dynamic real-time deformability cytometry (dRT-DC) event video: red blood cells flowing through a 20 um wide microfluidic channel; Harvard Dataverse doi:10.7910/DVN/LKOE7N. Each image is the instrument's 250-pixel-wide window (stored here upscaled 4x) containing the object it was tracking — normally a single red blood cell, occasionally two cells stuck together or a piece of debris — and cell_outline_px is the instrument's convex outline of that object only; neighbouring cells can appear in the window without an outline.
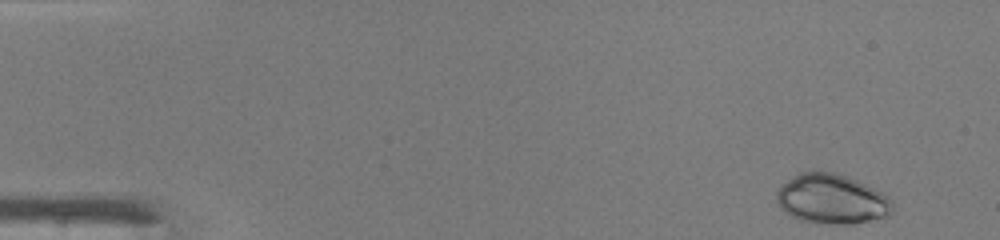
{"species": "common noctule bat (a hibernating species)", "species_latin": "Nyctalus noctula", "temperature_condition": "warm", "stored_images_in_passage": 45, "camera_frame_rate_fps": 3000, "um_per_image_px": 0.085, "animal": {"sex": "male", "body_mass_g": 19.0, "forearm_length_mm": 50.8}, "frame": {"image": 1, "passage_image": 1, "time_ms": 0.0, "image_size_px": [1000, 240], "cell_outline_px": [[892, 212], [888, 216], [856, 224], [828, 224], [800, 220], [784, 212], [776, 204], [776, 192], [780, 184], [800, 172], [812, 168], [832, 172], [856, 180], [888, 196], [892, 200]], "centroid_in_image_um": [70.64, 16.91], "position_along_channel_um": 14.4, "area_um2": 34.1}}
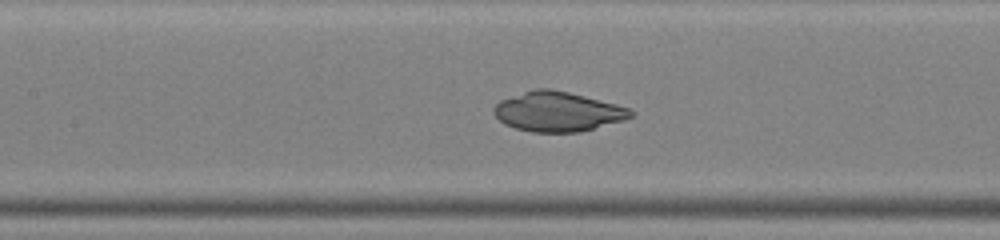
{"frame": {"image": 2, "passage_image": 20, "time_ms": 6.333, "image_size_px": [1000, 240], "cell_outline_px": [[632, 116], [624, 120], [580, 132], [532, 132], [516, 128], [504, 124], [492, 112], [492, 108], [500, 100], [536, 88], [548, 88], [568, 92], [632, 108]], "centroid_in_image_um": [47.39, 9.49], "position_along_channel_um": 160.0, "area_um2": 31.5}}
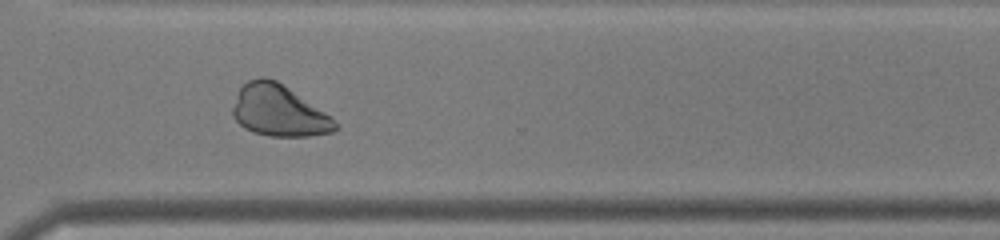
{"frame": {"image": 3, "passage_image": 33, "time_ms": 10.667, "image_size_px": [1000, 240], "cell_outline_px": [[340, 128], [332, 132], [308, 136], [268, 136], [252, 132], [244, 128], [232, 116], [232, 108], [236, 96], [240, 88], [248, 80], [260, 76], [264, 76], [276, 80], [332, 116]], "centroid_in_image_um": [23.69, 9.42], "position_along_channel_um": 346.9, "area_um2": 30.75}}